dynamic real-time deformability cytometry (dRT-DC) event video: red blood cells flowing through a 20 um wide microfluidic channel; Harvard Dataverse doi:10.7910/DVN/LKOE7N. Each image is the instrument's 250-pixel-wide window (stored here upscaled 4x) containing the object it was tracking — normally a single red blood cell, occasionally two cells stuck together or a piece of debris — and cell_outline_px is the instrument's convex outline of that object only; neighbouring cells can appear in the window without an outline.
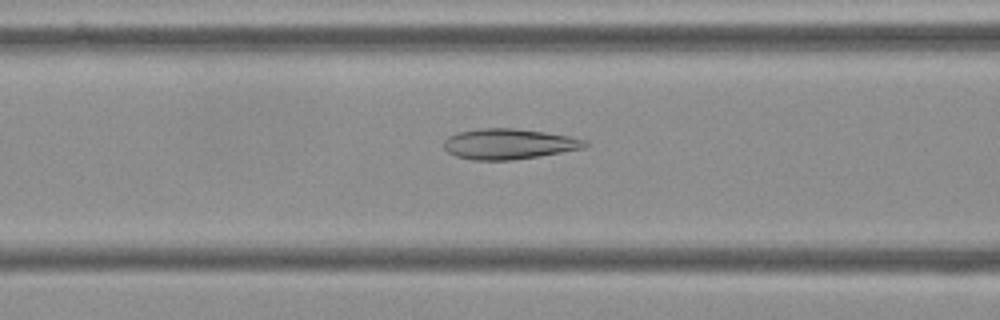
{"species": "Egyptian fruit bat (a non-hibernating species)", "species_latin": "Rousettus aegyptiacus", "temperature_condition": "cold", "stored_images_in_passage": 46, "camera_frame_rate_fps": 3000, "um_per_image_px": 0.085, "frame": {"image": 1, "passage_image": 13, "time_ms": 4.0, "image_size_px": [1000, 320], "cell_outline_px": [[588, 148], [540, 156], [512, 160], [472, 160], [456, 156], [448, 152], [444, 148], [444, 140], [448, 136], [460, 132], [480, 128], [516, 128], [544, 132], [568, 136], [588, 140]], "centroid_in_image_um": [43.29, 12.24], "position_along_channel_um": 123.3, "area_um2": 25.26}}
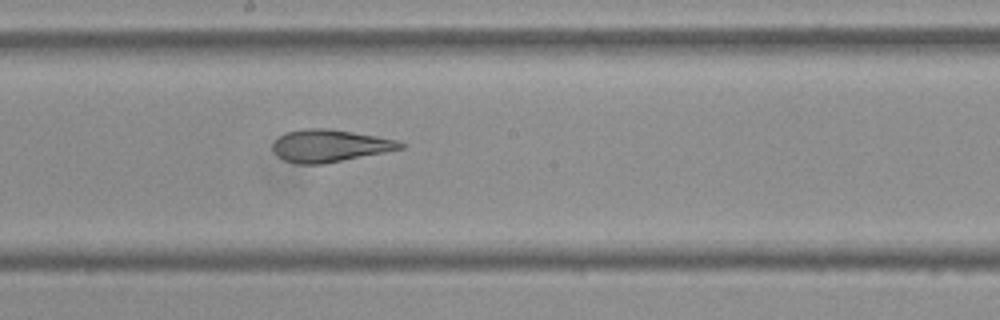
{"frame": {"image": 2, "passage_image": 21, "time_ms": 6.667, "image_size_px": [1000, 320], "cell_outline_px": [[404, 148], [324, 164], [296, 164], [284, 160], [272, 148], [272, 144], [280, 136], [288, 132], [304, 128], [328, 128], [376, 136], [396, 140], [404, 144]], "centroid_in_image_um": [28.02, 12.39], "position_along_channel_um": 220.2, "area_um2": 23.76}}
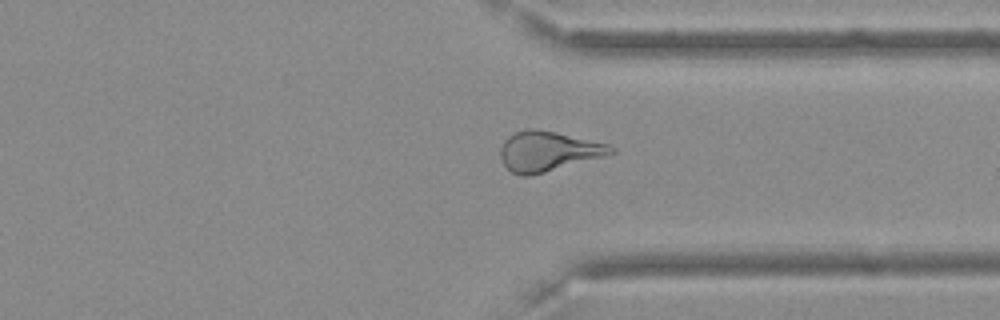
{"frame": {"image": 3, "passage_image": 33, "time_ms": 10.667, "image_size_px": [1000, 320], "cell_outline_px": [[616, 152], [608, 156], [528, 176], [520, 176], [512, 172], [504, 164], [500, 156], [500, 148], [504, 140], [508, 136], [516, 132], [528, 128], [536, 128], [556, 132], [608, 144], [616, 148]], "centroid_in_image_um": [46.61, 12.85], "position_along_channel_um": 364.8, "area_um2": 25.78}, "authors_computed_cell_mechanics": {"area_um2": 25.4031, "velocity_mm_per_s": 3.6192, "shape_relaxation_time_tau1_ms": 6.193, "shape_relaxation_time_tau2_ms": 1.9549, "deformation_change_tau1": 0.1698, "deformation_change_tau2": 0.093}}